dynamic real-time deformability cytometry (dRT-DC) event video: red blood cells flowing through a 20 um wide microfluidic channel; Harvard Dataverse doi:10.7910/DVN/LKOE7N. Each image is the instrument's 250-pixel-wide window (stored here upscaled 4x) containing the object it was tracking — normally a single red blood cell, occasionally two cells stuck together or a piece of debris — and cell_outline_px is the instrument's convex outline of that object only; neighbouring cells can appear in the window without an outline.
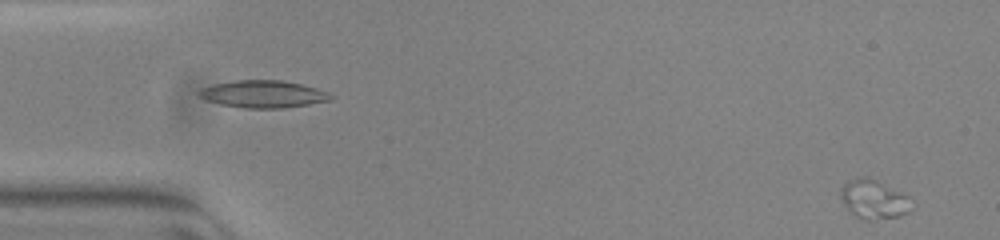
{"species": "common noctule bat (a hibernating species)", "species_latin": "Nyctalus noctula", "temperature_condition": "warm", "stored_images_in_passage": 52, "camera_frame_rate_fps": 3000, "um_per_image_px": 0.085, "animal": {"sex": "female", "body_mass_g": 23.0, "forearm_length_mm": 53.4}, "frame": {"image": 1, "passage_image": 1, "time_ms": 0.0, "image_size_px": [1000, 240], "cell_outline_px": [[916, 204], [908, 212], [900, 216], [868, 220], [864, 220], [856, 216], [844, 204], [840, 196], [840, 188], [848, 180], [864, 176], [900, 192], [908, 196]], "centroid_in_image_um": [74.29, 16.96], "position_along_channel_um": 10.7, "area_um2": 15.9}}
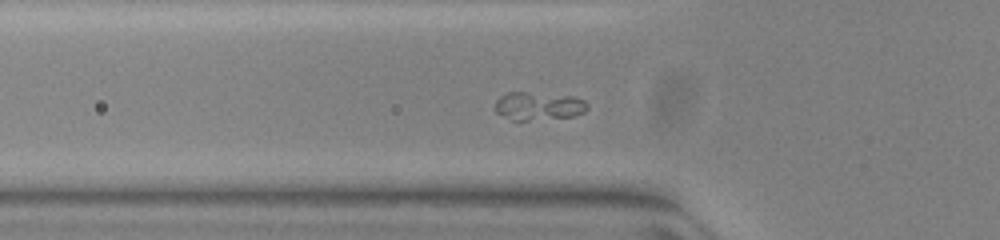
{"frame": {"image": 2, "passage_image": 17, "time_ms": 5.333, "image_size_px": [1000, 240], "cell_outline_px": [[588, 108], [584, 112], [572, 116], [528, 120], [512, 120], [496, 112], [492, 108], [496, 100], [500, 96], [508, 92], [524, 92], [572, 96], [584, 100], [588, 104]], "centroid_in_image_um": [45.73, 9.0], "position_along_channel_um": 80.1, "area_um2": 15.09}}
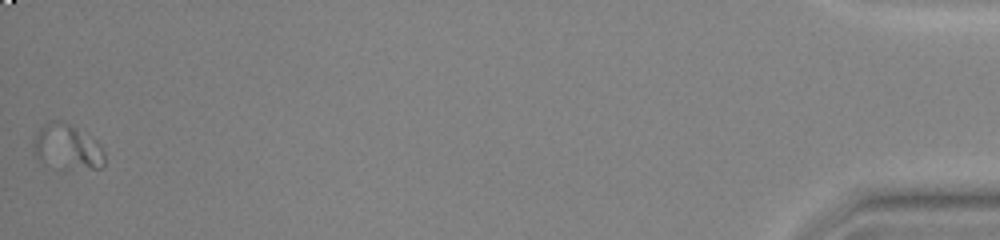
{"frame": {"image": 3, "passage_image": 52, "time_ms": 17.0, "image_size_px": [1000, 240], "cell_outline_px": [[104, 164], [100, 168], [60, 168], [40, 160], [32, 152], [32, 144], [40, 128], [44, 124], [56, 120], [68, 124], [96, 140], [100, 144], [104, 152]], "centroid_in_image_um": [5.7, 12.51], "position_along_channel_um": 429.5, "area_um2": 18.32}}